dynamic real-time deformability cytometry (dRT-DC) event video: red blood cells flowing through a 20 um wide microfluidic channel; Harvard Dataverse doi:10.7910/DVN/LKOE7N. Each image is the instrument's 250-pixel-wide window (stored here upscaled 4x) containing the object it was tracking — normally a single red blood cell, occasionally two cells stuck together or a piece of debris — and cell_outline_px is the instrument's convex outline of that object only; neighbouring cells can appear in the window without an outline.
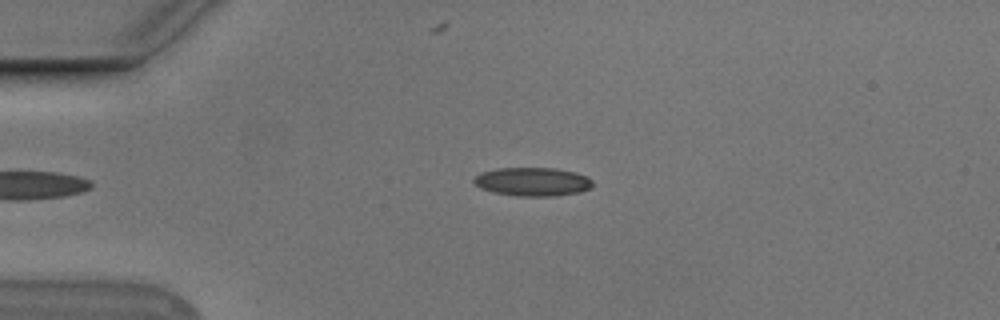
{"species": "Egyptian fruit bat (a non-hibernating species)", "species_latin": "Rousettus aegyptiacus", "temperature_condition": "cold", "stored_images_in_passage": 43, "camera_frame_rate_fps": 3000, "um_per_image_px": 0.085, "animal": {"sex": "male"}, "frame": {"image": 1, "passage_image": 7, "time_ms": 2.0, "image_size_px": [1000, 320], "cell_outline_px": [[592, 188], [580, 192], [552, 196], [516, 196], [492, 192], [480, 188], [472, 180], [480, 172], [496, 168], [556, 168], [576, 172], [588, 176], [592, 180]], "centroid_in_image_um": [45.28, 15.44], "position_along_channel_um": 39.7, "area_um2": 20.0}}
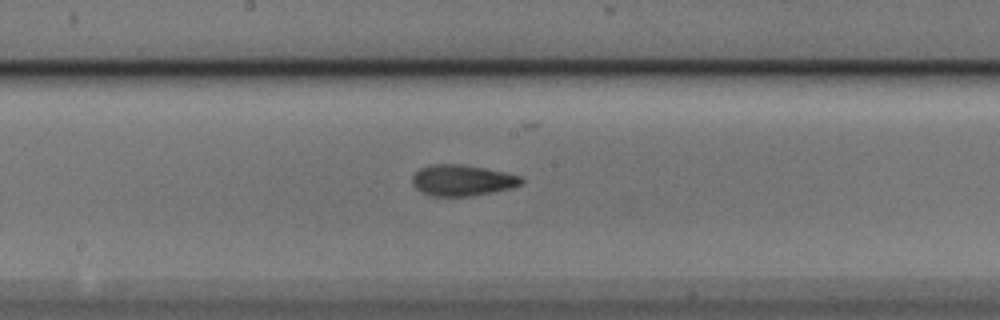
{"frame": {"image": 2, "passage_image": 23, "time_ms": 7.333, "image_size_px": [1000, 320], "cell_outline_px": [[524, 184], [512, 188], [492, 192], [468, 196], [432, 196], [420, 192], [412, 184], [412, 176], [420, 168], [428, 164], [460, 164], [484, 168], [504, 172], [520, 176], [524, 180]], "centroid_in_image_um": [39.28, 15.33], "position_along_channel_um": 208.9, "area_um2": 19.83}}
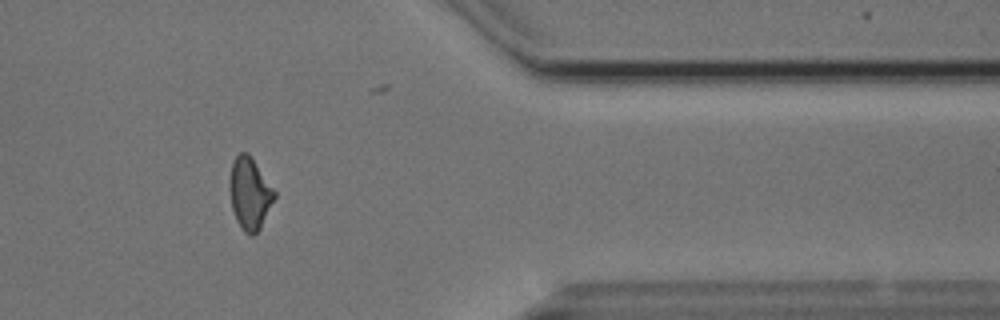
{"frame": {"image": 3, "passage_image": 39, "time_ms": 12.667, "image_size_px": [1000, 320], "cell_outline_px": [[276, 196], [260, 228], [252, 236], [248, 236], [240, 228], [236, 220], [232, 208], [228, 188], [228, 180], [232, 160], [240, 152], [248, 152], [276, 192]], "centroid_in_image_um": [21.19, 16.44], "position_along_channel_um": 390.2, "area_um2": 19.02}, "authors_computed_cell_mechanics": {"area_um2": 19.0162, "velocity_mm_per_s": 3.7678, "shape_relaxation_time_tau1_ms": 8.8887, "shape_relaxation_time_tau2_ms": 3.1345, "deformation_change_tau1": 0.176, "deformation_change_tau2": 0.0972}}